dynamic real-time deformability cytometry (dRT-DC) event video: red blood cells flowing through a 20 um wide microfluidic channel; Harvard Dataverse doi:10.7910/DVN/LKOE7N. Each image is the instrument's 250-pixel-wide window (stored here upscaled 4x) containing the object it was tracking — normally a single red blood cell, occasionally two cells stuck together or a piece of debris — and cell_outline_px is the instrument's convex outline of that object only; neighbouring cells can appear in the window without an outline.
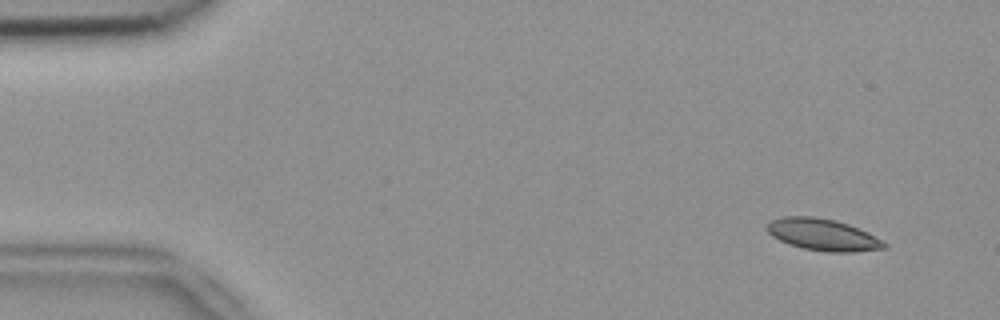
{"species": "common noctule bat (a hibernating species)", "species_latin": "Nyctalus noctula", "temperature_condition": "room temperature", "stored_images_in_passage": 50, "camera_frame_rate_fps": 3000, "um_per_image_px": 0.085, "animal": {"sex": "female", "body_mass_g": 18.4}, "frame": {"image": 1, "passage_image": 1, "time_ms": 0.0, "image_size_px": [1000, 320], "cell_outline_px": [[888, 248], [856, 252], [828, 252], [804, 248], [788, 244], [772, 236], [764, 228], [764, 224], [772, 220], [784, 216], [812, 216], [836, 220], [848, 224], [868, 232], [884, 240], [888, 244]], "centroid_in_image_um": [69.96, 19.95], "position_along_channel_um": 15.0, "area_um2": 22.02}}
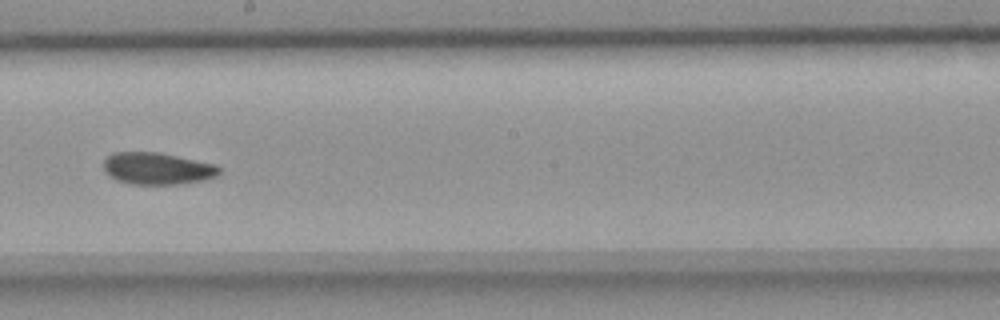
{"frame": {"image": 2, "passage_image": 27, "time_ms": 8.667, "image_size_px": [1000, 320], "cell_outline_px": [[220, 172], [216, 176], [204, 180], [184, 184], [128, 184], [116, 180], [108, 176], [104, 172], [104, 160], [112, 152], [160, 152], [216, 164], [220, 168]], "centroid_in_image_um": [13.36, 14.32], "position_along_channel_um": 234.8, "area_um2": 21.85}}
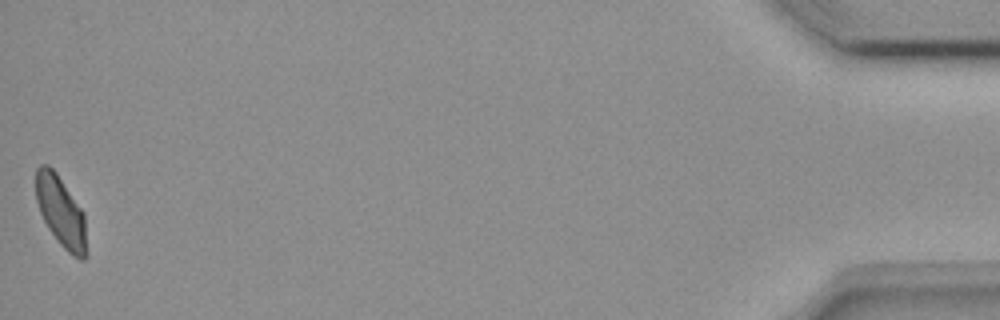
{"frame": {"image": 3, "passage_image": 50, "time_ms": 16.333, "image_size_px": [1000, 320], "cell_outline_px": [[88, 252], [84, 260], [80, 260], [72, 256], [60, 244], [48, 228], [40, 212], [36, 200], [36, 168], [40, 164], [48, 164], [56, 172], [84, 212]], "centroid_in_image_um": [5.2, 18.02], "position_along_channel_um": 430.0, "area_um2": 21.1}, "authors_computed_cell_mechanics": {"area_um2": 21.5305, "velocity_mm_per_s": 3.7915, "shape_relaxation_time_tau1_ms": 8.8629, "shape_relaxation_time_tau2_ms": 8.4764, "deformation_change_tau1": 0.1582, "deformation_change_tau2": 0.0836}}